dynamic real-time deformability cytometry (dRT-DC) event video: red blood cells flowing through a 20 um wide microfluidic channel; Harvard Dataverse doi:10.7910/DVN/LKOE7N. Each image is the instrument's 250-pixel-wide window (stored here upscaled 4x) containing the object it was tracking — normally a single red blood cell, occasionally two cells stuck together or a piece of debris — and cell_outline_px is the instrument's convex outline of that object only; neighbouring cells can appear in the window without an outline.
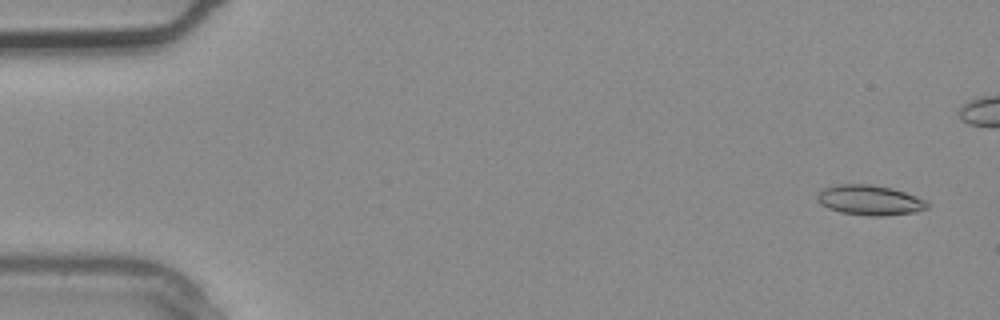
{"species": "common noctule bat (a hibernating species)", "species_latin": "Nyctalus noctula", "temperature_condition": "warm", "stored_images_in_passage": 4, "camera_frame_rate_fps": 3000, "um_per_image_px": 0.085, "animal": {"sex": "male", "body_mass_g": 20.4}, "frame": {"image": 1, "passage_image": 1, "time_ms": 0.0, "image_size_px": [1000, 320], "cell_outline_px": [[928, 208], [916, 212], [880, 216], [868, 216], [840, 212], [828, 208], [820, 204], [816, 200], [816, 192], [824, 188], [836, 184], [872, 184], [892, 188], [916, 196], [924, 200], [928, 204]], "centroid_in_image_um": [73.87, 17.01], "position_along_channel_um": 11.1, "area_um2": 19.42}}
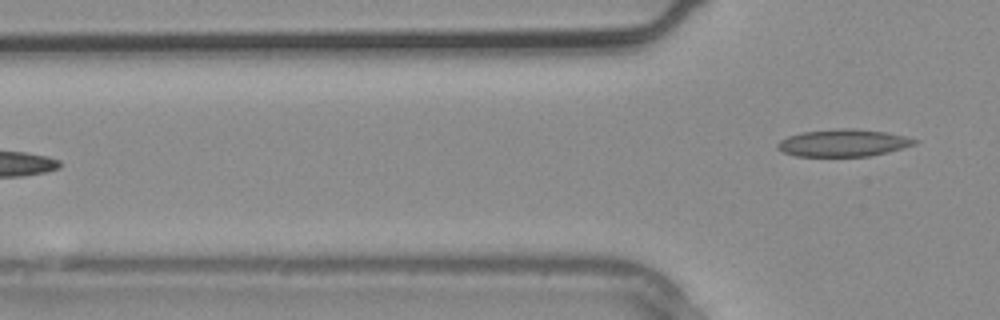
{"frame": {"image": 2, "passage_image": 4, "time_ms": 1.0, "image_size_px": [1000, 320], "cell_outline_px": [[920, 140], [916, 144], [904, 148], [888, 152], [868, 156], [796, 156], [784, 152], [776, 148], [776, 144], [780, 140], [788, 136], [804, 132], [840, 128], [852, 128], [884, 132], [904, 136]], "centroid_in_image_um": [71.69, 12.15], "position_along_channel_um": 54.1, "area_um2": 21.68}}